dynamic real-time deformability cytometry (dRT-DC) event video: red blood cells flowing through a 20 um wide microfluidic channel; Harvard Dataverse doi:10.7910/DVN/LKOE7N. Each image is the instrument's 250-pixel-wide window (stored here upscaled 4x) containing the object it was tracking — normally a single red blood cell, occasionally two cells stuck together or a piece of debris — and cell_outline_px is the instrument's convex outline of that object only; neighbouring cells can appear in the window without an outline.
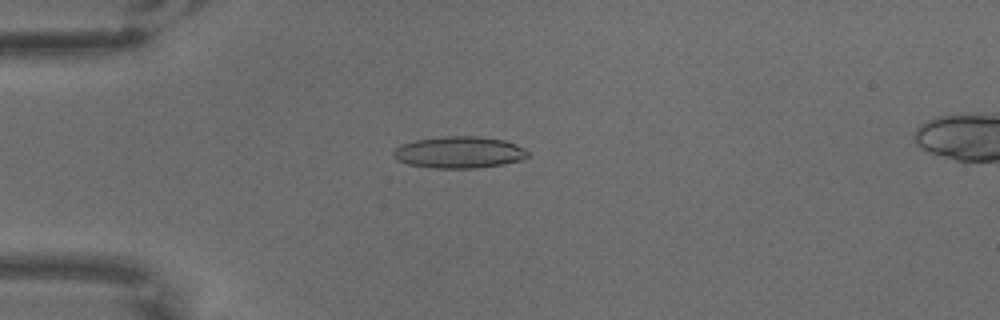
{"species": "common noctule bat (a hibernating species)", "species_latin": "Nyctalus noctula", "temperature_condition": "warm", "stored_images_in_passage": 6, "camera_frame_rate_fps": 3000, "um_per_image_px": 0.085, "animal": {"sex": "male", "body_mass_g": 18.8}, "frame": {"image": 1, "passage_image": 5, "time_ms": 1.333, "image_size_px": [1000, 320], "cell_outline_px": [[528, 156], [524, 160], [476, 168], [432, 168], [408, 164], [396, 160], [392, 156], [392, 152], [400, 144], [416, 140], [440, 136], [480, 136], [504, 140], [516, 144], [524, 148], [528, 152]], "centroid_in_image_um": [39.01, 12.94], "position_along_channel_um": 46.0, "area_um2": 25.03}}